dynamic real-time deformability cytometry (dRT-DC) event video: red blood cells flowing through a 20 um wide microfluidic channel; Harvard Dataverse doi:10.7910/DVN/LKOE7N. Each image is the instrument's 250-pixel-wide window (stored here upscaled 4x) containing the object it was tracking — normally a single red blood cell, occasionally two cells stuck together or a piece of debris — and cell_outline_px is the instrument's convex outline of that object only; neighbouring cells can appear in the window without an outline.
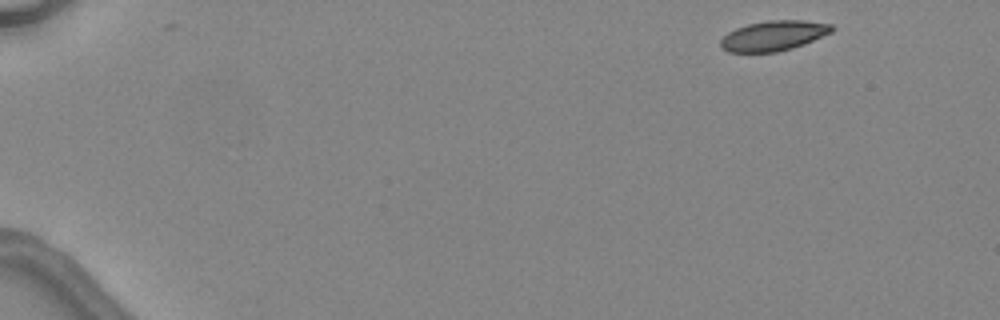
{"species": "common noctule bat (a hibernating species)", "species_latin": "Nyctalus noctula", "temperature_condition": "warm", "stored_images_in_passage": 3, "camera_frame_rate_fps": 3000, "um_per_image_px": 0.085, "animal": {"sex": "female", "body_mass_g": 24.6, "forearm_length_mm": 56.2}, "frame": {"image": 1, "passage_image": 1, "time_ms": 0.0, "image_size_px": [1000, 320], "cell_outline_px": [[836, 28], [832, 32], [804, 44], [792, 48], [776, 52], [728, 52], [720, 48], [720, 40], [728, 32], [736, 28], [748, 24], [768, 20], [804, 20], [832, 24]], "centroid_in_image_um": [65.76, 3.03], "position_along_channel_um": 19.2, "area_um2": 19.59}}
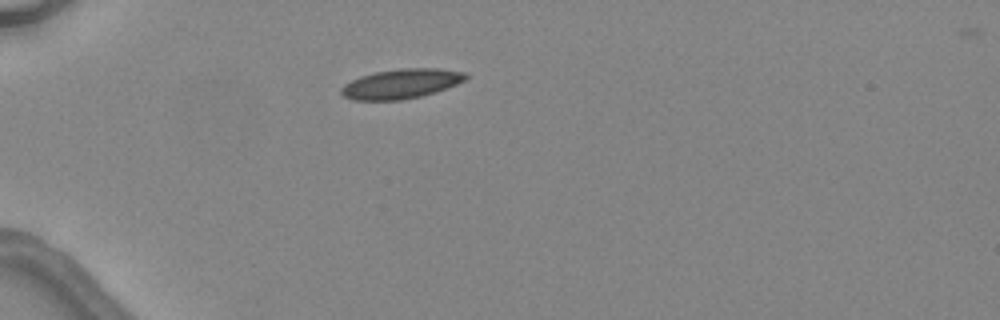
{"frame": {"image": 2, "passage_image": 3, "time_ms": 3.333, "image_size_px": [1000, 320], "cell_outline_px": [[468, 76], [464, 80], [456, 84], [436, 92], [420, 96], [400, 100], [352, 100], [344, 96], [340, 92], [340, 88], [344, 84], [360, 76], [376, 72], [400, 68], [436, 68], [464, 72]], "centroid_in_image_um": [34.07, 7.12], "position_along_channel_um": 50.9, "area_um2": 21.39}}